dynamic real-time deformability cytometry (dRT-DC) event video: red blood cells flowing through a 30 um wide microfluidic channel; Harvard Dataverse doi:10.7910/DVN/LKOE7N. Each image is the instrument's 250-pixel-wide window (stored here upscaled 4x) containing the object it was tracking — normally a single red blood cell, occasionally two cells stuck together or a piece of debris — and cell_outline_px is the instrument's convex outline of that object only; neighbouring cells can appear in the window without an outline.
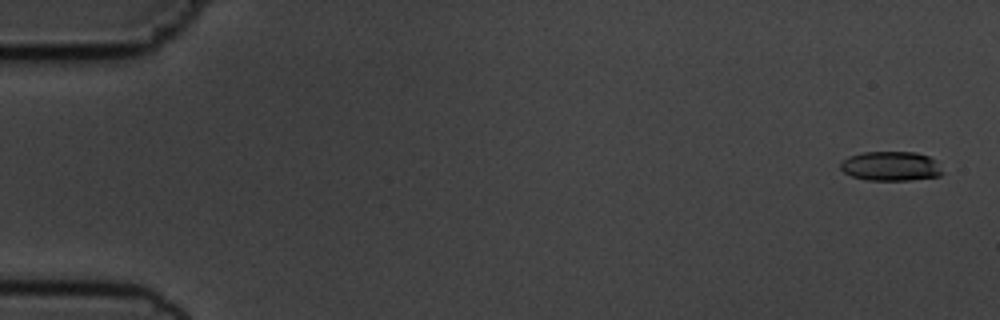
{"species": "common noctule bat (a hibernating species)", "species_latin": "Nyctalus noctula", "temperature_condition": "cold", "stored_images_in_passage": 54, "camera_frame_rate_fps": 3000, "um_per_image_px": 0.085, "animal": {"sex": "male", "body_mass_g": 19.5, "forearm_length_mm": 54.6}, "frame": {"image": 1, "passage_image": 1, "time_ms": 0.0, "image_size_px": [1000, 320], "cell_outline_px": [[944, 172], [940, 176], [908, 180], [868, 180], [852, 176], [844, 172], [840, 168], [840, 164], [848, 156], [860, 152], [916, 152], [928, 156], [936, 160]], "centroid_in_image_um": [75.74, 14.11], "position_along_channel_um": 9.3, "area_um2": 17.57}}
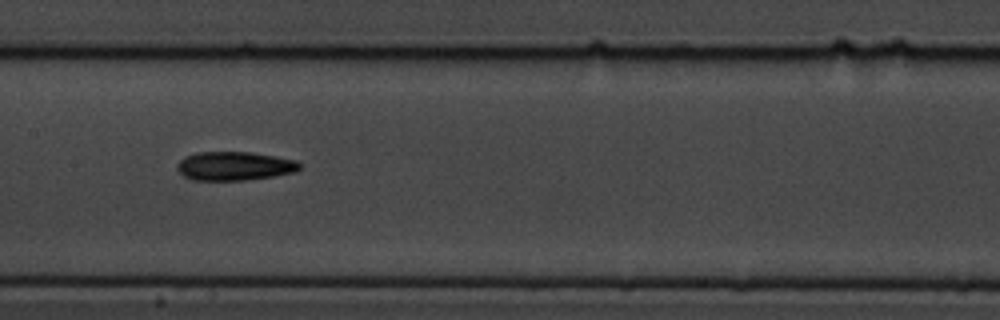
{"frame": {"image": 2, "passage_image": 27, "time_ms": 8.667, "image_size_px": [1000, 320], "cell_outline_px": [[304, 164], [296, 172], [276, 176], [244, 180], [192, 180], [184, 176], [176, 168], [176, 164], [184, 156], [196, 152], [252, 152], [276, 156], [296, 160]], "centroid_in_image_um": [19.96, 14.11], "position_along_channel_um": 187.4, "area_um2": 20.87}}
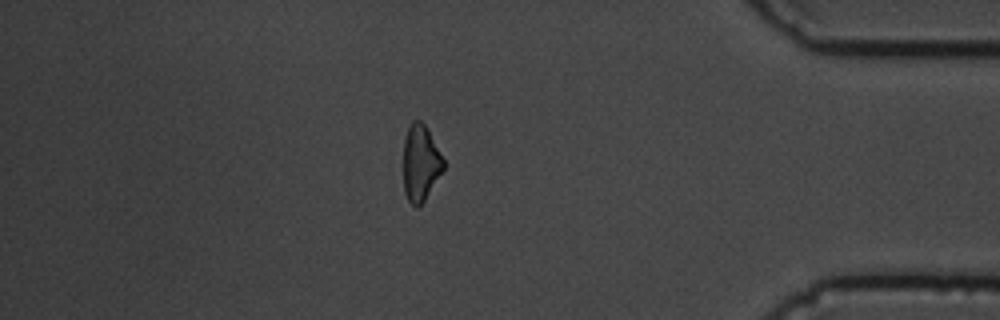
{"frame": {"image": 3, "passage_image": 47, "time_ms": 15.333, "image_size_px": [1000, 320], "cell_outline_px": [[444, 168], [424, 200], [416, 208], [408, 200], [404, 192], [404, 140], [408, 128], [412, 120], [420, 120], [428, 128], [444, 160]], "centroid_in_image_um": [35.74, 13.82], "position_along_channel_um": 399.5, "area_um2": 17.63}, "authors_computed_cell_mechanics": {"area_um2": 19.2474, "velocity_mm_per_s": 3.6754, "shape_relaxation_time_tau1_ms": 5.8138, "shape_relaxation_time_tau2_ms": 8.5176, "deformation_change_tau1": 0.1656, "deformation_change_tau2": 0.2263}}